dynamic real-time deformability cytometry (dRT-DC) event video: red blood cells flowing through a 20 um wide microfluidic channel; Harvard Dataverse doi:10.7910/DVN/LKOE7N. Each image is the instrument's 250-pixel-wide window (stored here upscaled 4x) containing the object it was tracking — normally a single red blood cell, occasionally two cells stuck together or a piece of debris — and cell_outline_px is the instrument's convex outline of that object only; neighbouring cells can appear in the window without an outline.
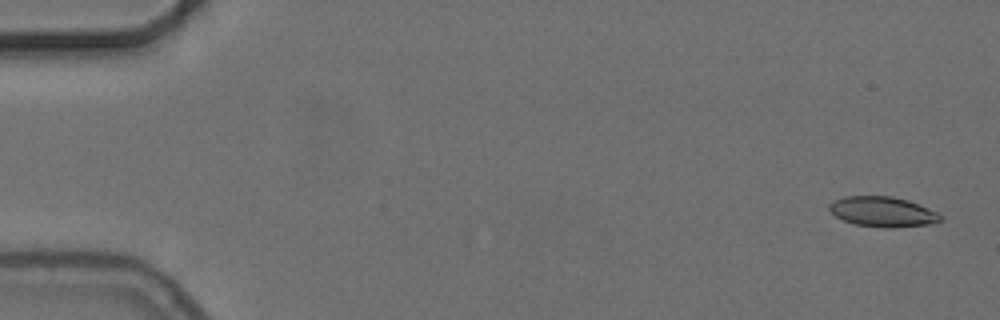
{"species": "common noctule bat (a hibernating species)", "species_latin": "Nyctalus noctula", "temperature_condition": "cold", "stored_images_in_passage": 4, "camera_frame_rate_fps": 3000, "um_per_image_px": 0.085, "animal": {"sex": "female", "body_mass_g": 24.6, "forearm_length_mm": 56.2}, "frame": {"image": 1, "passage_image": 1, "time_ms": 0.0, "image_size_px": [1000, 320], "cell_outline_px": [[944, 216], [936, 224], [892, 228], [884, 228], [856, 224], [844, 220], [836, 216], [828, 208], [828, 204], [832, 200], [848, 196], [892, 196], [908, 200], [928, 208]], "centroid_in_image_um": [75.06, 18.0], "position_along_channel_um": 9.9, "area_um2": 19.65}}
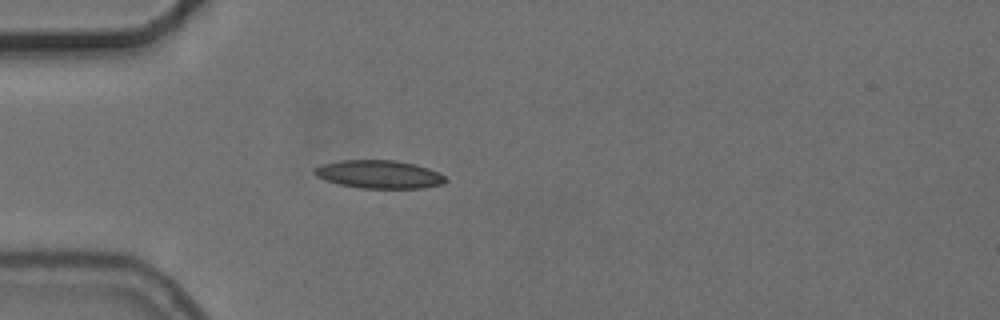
{"frame": {"image": 2, "passage_image": 4, "time_ms": 4.667, "image_size_px": [1000, 320], "cell_outline_px": [[448, 180], [444, 184], [424, 188], [360, 188], [340, 184], [324, 180], [316, 176], [312, 172], [316, 168], [324, 164], [340, 160], [396, 160], [416, 164], [440, 172]], "centroid_in_image_um": [32.27, 14.82], "position_along_channel_um": 52.7, "area_um2": 21.62}}